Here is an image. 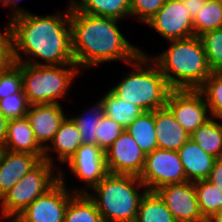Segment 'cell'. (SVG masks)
<instances>
[{"label":"cell","instance_id":"obj_26","mask_svg":"<svg viewBox=\"0 0 222 222\" xmlns=\"http://www.w3.org/2000/svg\"><path fill=\"white\" fill-rule=\"evenodd\" d=\"M135 222H176L164 201L154 191H147L141 199Z\"/></svg>","mask_w":222,"mask_h":222},{"label":"cell","instance_id":"obj_16","mask_svg":"<svg viewBox=\"0 0 222 222\" xmlns=\"http://www.w3.org/2000/svg\"><path fill=\"white\" fill-rule=\"evenodd\" d=\"M42 160L31 153L5 150L0 161V197Z\"/></svg>","mask_w":222,"mask_h":222},{"label":"cell","instance_id":"obj_7","mask_svg":"<svg viewBox=\"0 0 222 222\" xmlns=\"http://www.w3.org/2000/svg\"><path fill=\"white\" fill-rule=\"evenodd\" d=\"M52 168L53 165L42 160L5 192L0 197L2 216L7 219L16 218L37 197L51 189L59 181V170L54 172Z\"/></svg>","mask_w":222,"mask_h":222},{"label":"cell","instance_id":"obj_12","mask_svg":"<svg viewBox=\"0 0 222 222\" xmlns=\"http://www.w3.org/2000/svg\"><path fill=\"white\" fill-rule=\"evenodd\" d=\"M145 158L146 154L126 131L105 151L106 166L110 174L140 176Z\"/></svg>","mask_w":222,"mask_h":222},{"label":"cell","instance_id":"obj_43","mask_svg":"<svg viewBox=\"0 0 222 222\" xmlns=\"http://www.w3.org/2000/svg\"><path fill=\"white\" fill-rule=\"evenodd\" d=\"M4 151H5L4 145H1V144H0V161H1V158H2V156H3Z\"/></svg>","mask_w":222,"mask_h":222},{"label":"cell","instance_id":"obj_1","mask_svg":"<svg viewBox=\"0 0 222 222\" xmlns=\"http://www.w3.org/2000/svg\"><path fill=\"white\" fill-rule=\"evenodd\" d=\"M70 15L69 4L62 14L39 16L30 12L9 20L13 62L76 65L71 51ZM21 54L27 55L28 59L23 60Z\"/></svg>","mask_w":222,"mask_h":222},{"label":"cell","instance_id":"obj_13","mask_svg":"<svg viewBox=\"0 0 222 222\" xmlns=\"http://www.w3.org/2000/svg\"><path fill=\"white\" fill-rule=\"evenodd\" d=\"M68 167L76 178L85 182L86 189L79 188L76 193H86L88 188L96 186L109 172L106 166L105 152L96 144H82L68 160Z\"/></svg>","mask_w":222,"mask_h":222},{"label":"cell","instance_id":"obj_28","mask_svg":"<svg viewBox=\"0 0 222 222\" xmlns=\"http://www.w3.org/2000/svg\"><path fill=\"white\" fill-rule=\"evenodd\" d=\"M103 115V105L101 101H97V103L94 104L91 109L89 108L84 115L81 114L79 116L70 117L78 126L82 144L97 145V137L95 131L97 130V127L99 126Z\"/></svg>","mask_w":222,"mask_h":222},{"label":"cell","instance_id":"obj_4","mask_svg":"<svg viewBox=\"0 0 222 222\" xmlns=\"http://www.w3.org/2000/svg\"><path fill=\"white\" fill-rule=\"evenodd\" d=\"M140 188L142 193L137 190ZM92 190L95 196L87 194L104 222H135L141 199L148 191L139 176L110 173Z\"/></svg>","mask_w":222,"mask_h":222},{"label":"cell","instance_id":"obj_27","mask_svg":"<svg viewBox=\"0 0 222 222\" xmlns=\"http://www.w3.org/2000/svg\"><path fill=\"white\" fill-rule=\"evenodd\" d=\"M197 201L203 218H212L222 213V191L209 181L194 182Z\"/></svg>","mask_w":222,"mask_h":222},{"label":"cell","instance_id":"obj_41","mask_svg":"<svg viewBox=\"0 0 222 222\" xmlns=\"http://www.w3.org/2000/svg\"><path fill=\"white\" fill-rule=\"evenodd\" d=\"M212 219L214 222H222V213L213 216Z\"/></svg>","mask_w":222,"mask_h":222},{"label":"cell","instance_id":"obj_29","mask_svg":"<svg viewBox=\"0 0 222 222\" xmlns=\"http://www.w3.org/2000/svg\"><path fill=\"white\" fill-rule=\"evenodd\" d=\"M194 36L222 28V3L207 0L193 19Z\"/></svg>","mask_w":222,"mask_h":222},{"label":"cell","instance_id":"obj_18","mask_svg":"<svg viewBox=\"0 0 222 222\" xmlns=\"http://www.w3.org/2000/svg\"><path fill=\"white\" fill-rule=\"evenodd\" d=\"M187 181L205 180L209 176L216 158L205 152L191 138L177 151Z\"/></svg>","mask_w":222,"mask_h":222},{"label":"cell","instance_id":"obj_39","mask_svg":"<svg viewBox=\"0 0 222 222\" xmlns=\"http://www.w3.org/2000/svg\"><path fill=\"white\" fill-rule=\"evenodd\" d=\"M19 4V1L18 0H3V5L4 7H11L12 6V13L9 17V20L13 19L14 17H17L19 15H24V14H27V13H30V11L24 9V8H21L18 6Z\"/></svg>","mask_w":222,"mask_h":222},{"label":"cell","instance_id":"obj_17","mask_svg":"<svg viewBox=\"0 0 222 222\" xmlns=\"http://www.w3.org/2000/svg\"><path fill=\"white\" fill-rule=\"evenodd\" d=\"M154 120L159 149L178 151L190 139L188 132L177 122L167 106L154 110Z\"/></svg>","mask_w":222,"mask_h":222},{"label":"cell","instance_id":"obj_20","mask_svg":"<svg viewBox=\"0 0 222 222\" xmlns=\"http://www.w3.org/2000/svg\"><path fill=\"white\" fill-rule=\"evenodd\" d=\"M4 147L10 152L31 153L43 160L44 150L37 143L27 117L8 121Z\"/></svg>","mask_w":222,"mask_h":222},{"label":"cell","instance_id":"obj_15","mask_svg":"<svg viewBox=\"0 0 222 222\" xmlns=\"http://www.w3.org/2000/svg\"><path fill=\"white\" fill-rule=\"evenodd\" d=\"M64 113L61 103L30 105L26 117L37 143L43 150L47 147L46 143L53 140L55 133L66 118Z\"/></svg>","mask_w":222,"mask_h":222},{"label":"cell","instance_id":"obj_33","mask_svg":"<svg viewBox=\"0 0 222 222\" xmlns=\"http://www.w3.org/2000/svg\"><path fill=\"white\" fill-rule=\"evenodd\" d=\"M29 107L23 90L0 100V112L8 120L26 117Z\"/></svg>","mask_w":222,"mask_h":222},{"label":"cell","instance_id":"obj_9","mask_svg":"<svg viewBox=\"0 0 222 222\" xmlns=\"http://www.w3.org/2000/svg\"><path fill=\"white\" fill-rule=\"evenodd\" d=\"M63 176L64 173L60 170L59 181L37 197L16 218L20 222H64L67 205L76 190H67Z\"/></svg>","mask_w":222,"mask_h":222},{"label":"cell","instance_id":"obj_34","mask_svg":"<svg viewBox=\"0 0 222 222\" xmlns=\"http://www.w3.org/2000/svg\"><path fill=\"white\" fill-rule=\"evenodd\" d=\"M124 131L125 128L121 124L116 123L111 118L103 115L101 122L95 131L97 146L105 152Z\"/></svg>","mask_w":222,"mask_h":222},{"label":"cell","instance_id":"obj_37","mask_svg":"<svg viewBox=\"0 0 222 222\" xmlns=\"http://www.w3.org/2000/svg\"><path fill=\"white\" fill-rule=\"evenodd\" d=\"M206 180L222 191V157L216 158L211 172Z\"/></svg>","mask_w":222,"mask_h":222},{"label":"cell","instance_id":"obj_21","mask_svg":"<svg viewBox=\"0 0 222 222\" xmlns=\"http://www.w3.org/2000/svg\"><path fill=\"white\" fill-rule=\"evenodd\" d=\"M77 11L121 21L131 15V0H70Z\"/></svg>","mask_w":222,"mask_h":222},{"label":"cell","instance_id":"obj_10","mask_svg":"<svg viewBox=\"0 0 222 222\" xmlns=\"http://www.w3.org/2000/svg\"><path fill=\"white\" fill-rule=\"evenodd\" d=\"M166 106L190 136L211 118L206 100L199 90L172 89Z\"/></svg>","mask_w":222,"mask_h":222},{"label":"cell","instance_id":"obj_31","mask_svg":"<svg viewBox=\"0 0 222 222\" xmlns=\"http://www.w3.org/2000/svg\"><path fill=\"white\" fill-rule=\"evenodd\" d=\"M199 37L210 69L212 72H222V28L207 31Z\"/></svg>","mask_w":222,"mask_h":222},{"label":"cell","instance_id":"obj_11","mask_svg":"<svg viewBox=\"0 0 222 222\" xmlns=\"http://www.w3.org/2000/svg\"><path fill=\"white\" fill-rule=\"evenodd\" d=\"M182 0H167L146 23L167 41L194 36L193 19Z\"/></svg>","mask_w":222,"mask_h":222},{"label":"cell","instance_id":"obj_22","mask_svg":"<svg viewBox=\"0 0 222 222\" xmlns=\"http://www.w3.org/2000/svg\"><path fill=\"white\" fill-rule=\"evenodd\" d=\"M104 95L100 99L104 115L121 124L124 128L133 123L144 112L137 105L122 100L111 89Z\"/></svg>","mask_w":222,"mask_h":222},{"label":"cell","instance_id":"obj_42","mask_svg":"<svg viewBox=\"0 0 222 222\" xmlns=\"http://www.w3.org/2000/svg\"><path fill=\"white\" fill-rule=\"evenodd\" d=\"M195 222H214V221L212 218H203V219L195 221Z\"/></svg>","mask_w":222,"mask_h":222},{"label":"cell","instance_id":"obj_6","mask_svg":"<svg viewBox=\"0 0 222 222\" xmlns=\"http://www.w3.org/2000/svg\"><path fill=\"white\" fill-rule=\"evenodd\" d=\"M77 65H34L21 63L23 91L30 105L60 104L78 75Z\"/></svg>","mask_w":222,"mask_h":222},{"label":"cell","instance_id":"obj_44","mask_svg":"<svg viewBox=\"0 0 222 222\" xmlns=\"http://www.w3.org/2000/svg\"><path fill=\"white\" fill-rule=\"evenodd\" d=\"M9 222H20L17 218H12Z\"/></svg>","mask_w":222,"mask_h":222},{"label":"cell","instance_id":"obj_38","mask_svg":"<svg viewBox=\"0 0 222 222\" xmlns=\"http://www.w3.org/2000/svg\"><path fill=\"white\" fill-rule=\"evenodd\" d=\"M206 1L207 0H182V3L186 6L191 18L194 19Z\"/></svg>","mask_w":222,"mask_h":222},{"label":"cell","instance_id":"obj_23","mask_svg":"<svg viewBox=\"0 0 222 222\" xmlns=\"http://www.w3.org/2000/svg\"><path fill=\"white\" fill-rule=\"evenodd\" d=\"M147 155L158 148L155 135L154 111H144L138 118L125 128Z\"/></svg>","mask_w":222,"mask_h":222},{"label":"cell","instance_id":"obj_24","mask_svg":"<svg viewBox=\"0 0 222 222\" xmlns=\"http://www.w3.org/2000/svg\"><path fill=\"white\" fill-rule=\"evenodd\" d=\"M64 222H104V220L88 194L75 193L67 205Z\"/></svg>","mask_w":222,"mask_h":222},{"label":"cell","instance_id":"obj_35","mask_svg":"<svg viewBox=\"0 0 222 222\" xmlns=\"http://www.w3.org/2000/svg\"><path fill=\"white\" fill-rule=\"evenodd\" d=\"M167 0H131V16L143 23L151 19Z\"/></svg>","mask_w":222,"mask_h":222},{"label":"cell","instance_id":"obj_5","mask_svg":"<svg viewBox=\"0 0 222 222\" xmlns=\"http://www.w3.org/2000/svg\"><path fill=\"white\" fill-rule=\"evenodd\" d=\"M129 65L132 71L110 89L122 100L137 105L143 111L166 106L172 89L152 58L140 54Z\"/></svg>","mask_w":222,"mask_h":222},{"label":"cell","instance_id":"obj_32","mask_svg":"<svg viewBox=\"0 0 222 222\" xmlns=\"http://www.w3.org/2000/svg\"><path fill=\"white\" fill-rule=\"evenodd\" d=\"M22 90L21 63L13 62L0 73V100Z\"/></svg>","mask_w":222,"mask_h":222},{"label":"cell","instance_id":"obj_3","mask_svg":"<svg viewBox=\"0 0 222 222\" xmlns=\"http://www.w3.org/2000/svg\"><path fill=\"white\" fill-rule=\"evenodd\" d=\"M168 42L167 50L152 60L171 89L198 90L212 73L201 38L192 36Z\"/></svg>","mask_w":222,"mask_h":222},{"label":"cell","instance_id":"obj_40","mask_svg":"<svg viewBox=\"0 0 222 222\" xmlns=\"http://www.w3.org/2000/svg\"><path fill=\"white\" fill-rule=\"evenodd\" d=\"M8 119H6L3 114L0 112V144L4 145L6 133H7V126H8Z\"/></svg>","mask_w":222,"mask_h":222},{"label":"cell","instance_id":"obj_8","mask_svg":"<svg viewBox=\"0 0 222 222\" xmlns=\"http://www.w3.org/2000/svg\"><path fill=\"white\" fill-rule=\"evenodd\" d=\"M139 179L148 191L169 184L186 182V175L177 151L155 149L146 155Z\"/></svg>","mask_w":222,"mask_h":222},{"label":"cell","instance_id":"obj_36","mask_svg":"<svg viewBox=\"0 0 222 222\" xmlns=\"http://www.w3.org/2000/svg\"><path fill=\"white\" fill-rule=\"evenodd\" d=\"M5 26V33L0 30V73L13 63L9 23Z\"/></svg>","mask_w":222,"mask_h":222},{"label":"cell","instance_id":"obj_19","mask_svg":"<svg viewBox=\"0 0 222 222\" xmlns=\"http://www.w3.org/2000/svg\"><path fill=\"white\" fill-rule=\"evenodd\" d=\"M51 145L44 149L43 160L53 165V157L49 155L50 151L56 152L57 159L61 163H67L68 160L76 153L77 148L82 145L80 131L78 126L70 117H66L61 123L60 128L55 133Z\"/></svg>","mask_w":222,"mask_h":222},{"label":"cell","instance_id":"obj_2","mask_svg":"<svg viewBox=\"0 0 222 222\" xmlns=\"http://www.w3.org/2000/svg\"><path fill=\"white\" fill-rule=\"evenodd\" d=\"M119 20L86 14L71 6V51L79 69L94 68L101 63L123 60L128 64L140 54L121 34Z\"/></svg>","mask_w":222,"mask_h":222},{"label":"cell","instance_id":"obj_45","mask_svg":"<svg viewBox=\"0 0 222 222\" xmlns=\"http://www.w3.org/2000/svg\"><path fill=\"white\" fill-rule=\"evenodd\" d=\"M209 1L222 3V0H209Z\"/></svg>","mask_w":222,"mask_h":222},{"label":"cell","instance_id":"obj_30","mask_svg":"<svg viewBox=\"0 0 222 222\" xmlns=\"http://www.w3.org/2000/svg\"><path fill=\"white\" fill-rule=\"evenodd\" d=\"M198 90L206 100L211 117L222 119V72H212Z\"/></svg>","mask_w":222,"mask_h":222},{"label":"cell","instance_id":"obj_25","mask_svg":"<svg viewBox=\"0 0 222 222\" xmlns=\"http://www.w3.org/2000/svg\"><path fill=\"white\" fill-rule=\"evenodd\" d=\"M205 152L215 158L222 157V124L215 118L208 119L190 136Z\"/></svg>","mask_w":222,"mask_h":222},{"label":"cell","instance_id":"obj_14","mask_svg":"<svg viewBox=\"0 0 222 222\" xmlns=\"http://www.w3.org/2000/svg\"><path fill=\"white\" fill-rule=\"evenodd\" d=\"M155 192L164 201L176 222H195L203 219L194 182L165 185Z\"/></svg>","mask_w":222,"mask_h":222}]
</instances>
